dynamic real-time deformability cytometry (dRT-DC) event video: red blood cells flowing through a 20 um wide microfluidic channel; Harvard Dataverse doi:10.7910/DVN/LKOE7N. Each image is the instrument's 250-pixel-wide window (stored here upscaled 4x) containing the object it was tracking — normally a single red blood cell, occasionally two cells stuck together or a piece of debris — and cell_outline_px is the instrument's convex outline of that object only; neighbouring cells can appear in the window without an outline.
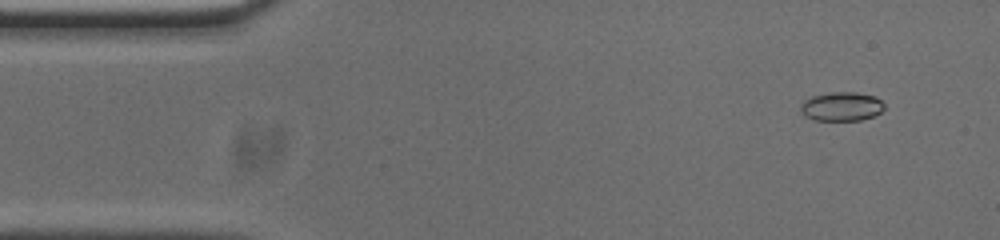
{"species": "common noctule bat (a hibernating species)", "species_latin": "Nyctalus noctula", "temperature_condition": "cold", "stored_images_in_passage": 52, "camera_frame_rate_fps": 3000, "um_per_image_px": 0.085, "animal": {"sex": "male", "body_mass_g": 20.0, "forearm_length_mm": 53.3}, "frame": {"image": 1, "passage_image": 3, "time_ms": 0.667, "image_size_px": [1000, 240], "cell_outline_px": [[884, 108], [880, 112], [872, 116], [860, 120], [816, 120], [804, 116], [800, 112], [800, 104], [804, 100], [812, 96], [832, 92], [856, 92], [876, 96], [884, 104]], "centroid_in_image_um": [71.51, 9.04], "position_along_channel_um": 13.5, "area_um2": 14.16}}
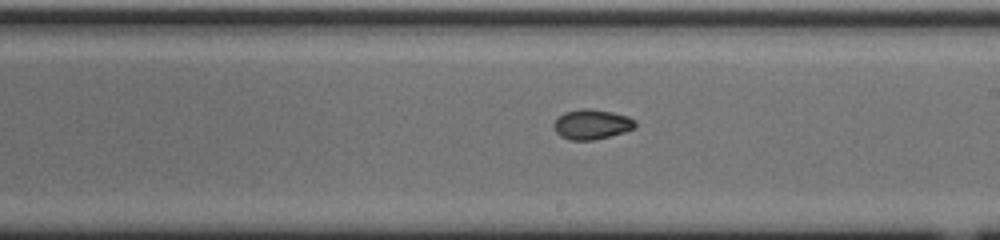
{"frame": {"image": 2, "passage_image": 28, "time_ms": 9.0, "image_size_px": [1000, 240], "cell_outline_px": [[636, 124], [632, 128], [624, 132], [592, 140], [568, 140], [560, 136], [556, 132], [552, 124], [564, 112], [580, 108], [588, 108], [612, 112], [628, 116], [636, 120]], "centroid_in_image_um": [50.27, 10.56], "position_along_channel_um": 238.7, "area_um2": 14.16}}
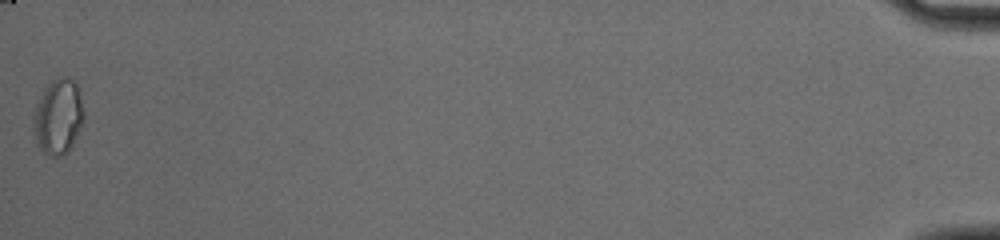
{"frame": {"image": 3, "passage_image": 52, "time_ms": 17.0, "image_size_px": [1000, 240], "cell_outline_px": [[84, 120], [68, 152], [64, 156], [48, 156], [36, 144], [32, 120], [32, 116], [48, 84], [56, 76], [68, 76], [80, 88], [84, 112]], "centroid_in_image_um": [4.97, 9.92], "position_along_channel_um": 430.2, "area_um2": 22.25}, "authors_computed_cell_mechanics": {"area_um2": 14.161, "velocity_mm_per_s": 3.772, "shape_relaxation_time_tau1_ms": 5.374, "shape_relaxation_time_tau2_ms": 2.3868, "deformation_change_tau1": 0.1265, "deformation_change_tau2": 0.0454}}